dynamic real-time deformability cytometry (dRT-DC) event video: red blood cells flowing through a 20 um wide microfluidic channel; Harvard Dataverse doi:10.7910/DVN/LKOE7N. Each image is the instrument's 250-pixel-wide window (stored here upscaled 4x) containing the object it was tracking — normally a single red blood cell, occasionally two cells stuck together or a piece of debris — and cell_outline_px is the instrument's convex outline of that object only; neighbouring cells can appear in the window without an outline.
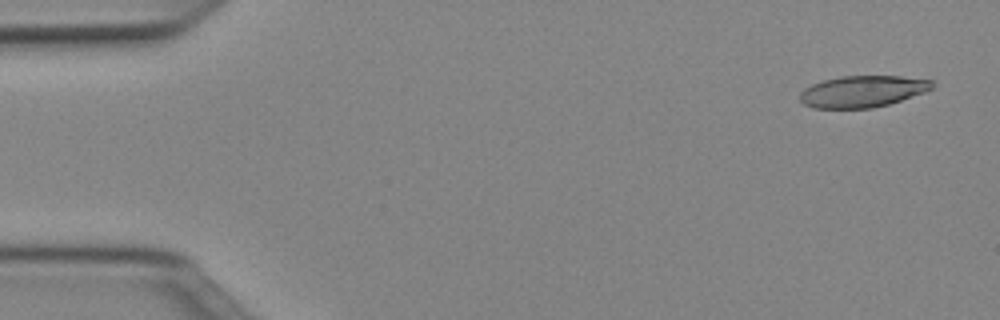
{"species": "Egyptian fruit bat (a non-hibernating species)", "species_latin": "Rousettus aegyptiacus", "temperature_condition": "cold", "stored_images_in_passage": 50, "camera_frame_rate_fps": 3000, "um_per_image_px": 0.085, "animal": {"sex": "female"}, "frame": {"image": 1, "passage_image": 2, "time_ms": 0.333, "image_size_px": [1000, 320], "cell_outline_px": [[932, 88], [924, 92], [888, 104], [872, 108], [812, 108], [804, 104], [800, 100], [800, 92], [804, 88], [812, 84], [824, 80], [840, 76], [900, 76], [932, 80]], "centroid_in_image_um": [73.27, 7.77], "position_along_channel_um": 11.7, "area_um2": 24.16}}
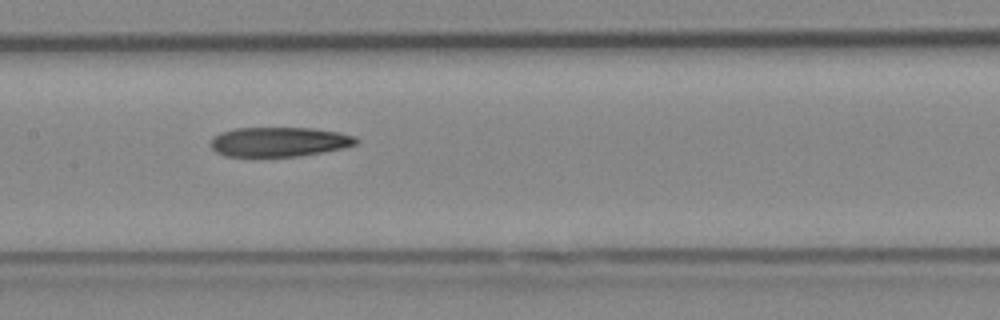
{"frame": {"image": 2, "passage_image": 24, "time_ms": 7.667, "image_size_px": [1000, 320], "cell_outline_px": [[360, 140], [356, 144], [344, 148], [324, 152], [300, 156], [224, 156], [216, 152], [208, 144], [212, 136], [220, 132], [236, 128], [312, 128], [340, 132], [356, 136]], "centroid_in_image_um": [23.72, 12.05], "position_along_channel_um": 183.7, "area_um2": 25.37}}
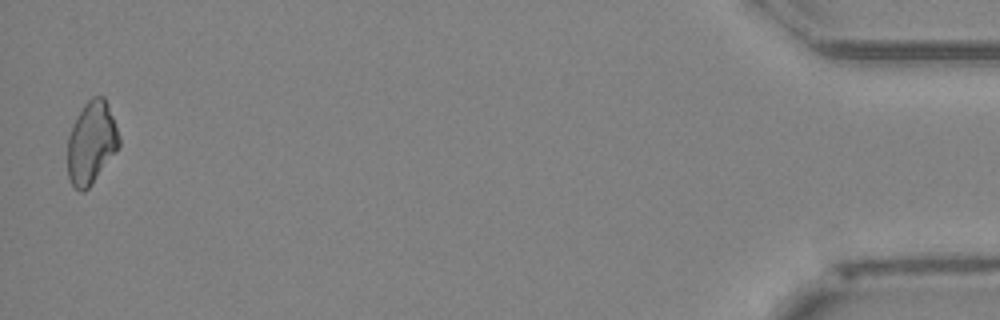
{"frame": {"image": 3, "passage_image": 49, "time_ms": 16.0, "image_size_px": [1000, 320], "cell_outline_px": [[120, 144], [92, 184], [84, 192], [80, 192], [72, 184], [68, 176], [68, 136], [84, 104], [92, 96], [104, 96], [108, 104], [120, 136]], "centroid_in_image_um": [7.77, 12.13], "position_along_channel_um": 427.4, "area_um2": 24.39}}